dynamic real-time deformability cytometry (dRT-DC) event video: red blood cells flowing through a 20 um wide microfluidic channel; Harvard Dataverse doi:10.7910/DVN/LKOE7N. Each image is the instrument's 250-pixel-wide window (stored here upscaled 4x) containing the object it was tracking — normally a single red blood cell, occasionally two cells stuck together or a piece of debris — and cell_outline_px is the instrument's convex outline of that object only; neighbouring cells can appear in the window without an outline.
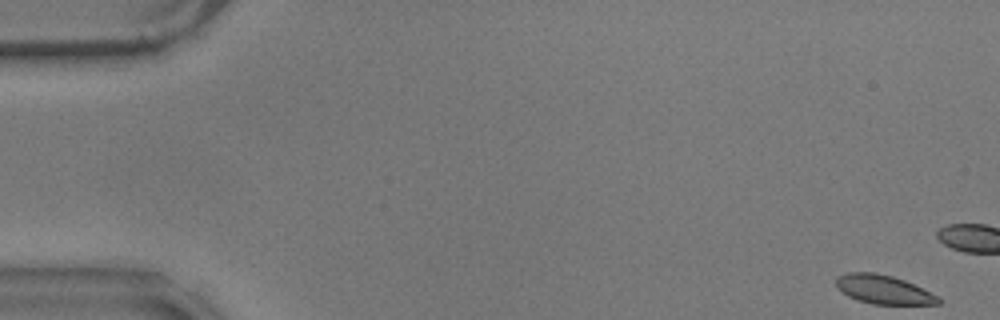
{"species": "common noctule bat (a hibernating species)", "species_latin": "Nyctalus noctula", "temperature_condition": "warm", "stored_images_in_passage": 16, "camera_frame_rate_fps": 3000, "um_per_image_px": 0.085, "animal": {"sex": "male", "body_mass_g": 17.9}, "frame": {"image": 1, "passage_image": 1, "time_ms": 0.0, "image_size_px": [1000, 320], "cell_outline_px": [[940, 304], [872, 304], [848, 296], [836, 284], [836, 276], [848, 272], [872, 272], [892, 276], [904, 280], [940, 296]], "centroid_in_image_um": [75.12, 24.6], "position_along_channel_um": 9.9, "area_um2": 16.99}}